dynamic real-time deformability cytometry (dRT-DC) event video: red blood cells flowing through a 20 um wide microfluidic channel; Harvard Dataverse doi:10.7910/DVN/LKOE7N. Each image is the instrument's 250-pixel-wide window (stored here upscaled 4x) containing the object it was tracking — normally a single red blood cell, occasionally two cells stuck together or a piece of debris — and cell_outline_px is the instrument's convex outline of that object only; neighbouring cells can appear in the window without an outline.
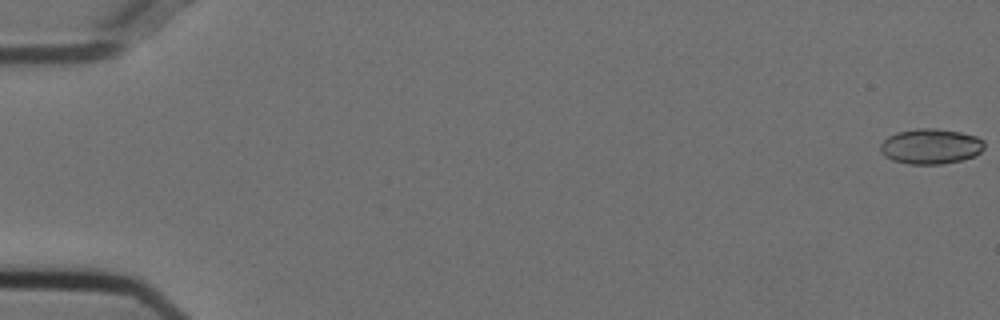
{"species": "Egyptian fruit bat (a non-hibernating species)", "species_latin": "Rousettus aegyptiacus", "temperature_condition": "cold", "stored_images_in_passage": 55, "camera_frame_rate_fps": 3000, "um_per_image_px": 0.085, "animal": {"sex": "female"}, "frame": {"image": 1, "passage_image": 1, "time_ms": 0.0, "image_size_px": [1000, 320], "cell_outline_px": [[984, 148], [976, 156], [960, 160], [940, 164], [908, 164], [892, 160], [884, 156], [880, 152], [880, 144], [888, 136], [896, 132], [916, 128], [936, 128], [960, 132], [976, 136], [984, 140]], "centroid_in_image_um": [79.09, 12.43], "position_along_channel_um": 5.9, "area_um2": 21.56}}
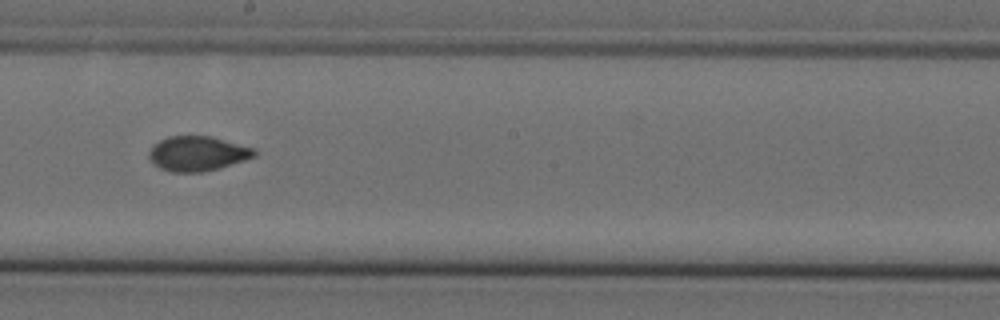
{"frame": {"image": 2, "passage_image": 32, "time_ms": 10.333, "image_size_px": [1000, 320], "cell_outline_px": [[256, 156], [244, 160], [216, 168], [200, 172], [172, 172], [160, 168], [152, 164], [148, 156], [148, 152], [152, 144], [168, 136], [212, 136], [256, 148]], "centroid_in_image_um": [16.75, 13.04], "position_along_channel_um": 231.4, "area_um2": 21.44}}
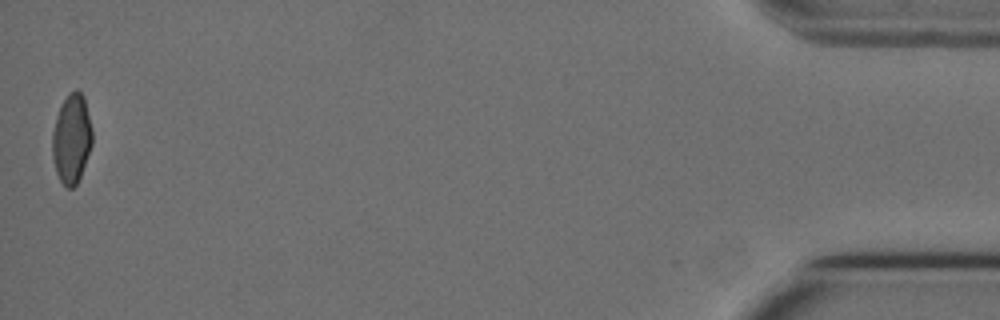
{"frame": {"image": 3, "passage_image": 55, "time_ms": 18.0, "image_size_px": [1000, 320], "cell_outline_px": [[92, 144], [80, 176], [76, 184], [72, 188], [68, 188], [60, 180], [56, 172], [52, 156], [52, 132], [56, 116], [68, 92], [76, 88], [84, 96], [92, 128]], "centroid_in_image_um": [6.08, 11.76], "position_along_channel_um": 429.1, "area_um2": 20.75}, "authors_computed_cell_mechanics": {"area_um2": 21.5016, "velocity_mm_per_s": 3.7413, "shape_relaxation_time_tau1_ms": null, "shape_relaxation_time_tau2_ms": 1.1921, "deformation_change_tau1": null, "deformation_change_tau2": 0.0402}}